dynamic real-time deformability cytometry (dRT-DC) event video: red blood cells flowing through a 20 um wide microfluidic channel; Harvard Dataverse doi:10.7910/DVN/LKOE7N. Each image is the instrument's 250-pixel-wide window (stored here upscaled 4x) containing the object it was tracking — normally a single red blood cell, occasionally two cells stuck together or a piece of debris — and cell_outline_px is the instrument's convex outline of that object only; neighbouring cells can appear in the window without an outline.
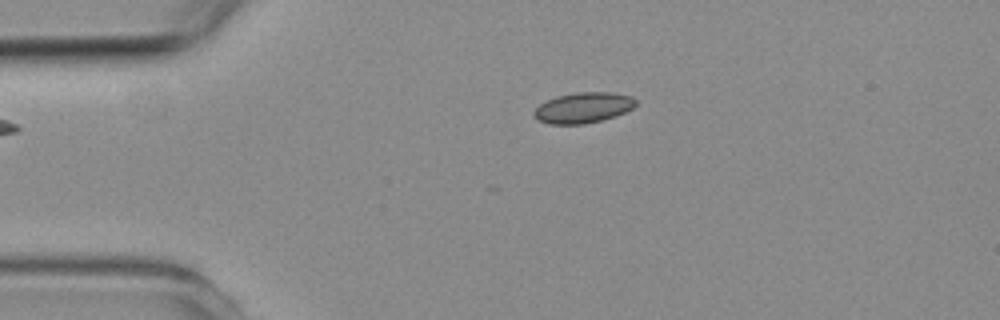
{"species": "common noctule bat (a hibernating species)", "species_latin": "Nyctalus noctula", "temperature_condition": "room temperature", "stored_images_in_passage": 2, "camera_frame_rate_fps": 3000, "um_per_image_px": 0.085, "animal": {"sex": "female", "body_mass_g": 19.3, "forearm_length_mm": 54.1}, "frame": {"image": 1, "passage_image": 2, "time_ms": 1.333, "image_size_px": [1000, 320], "cell_outline_px": [[636, 104], [632, 108], [616, 116], [604, 120], [584, 124], [548, 124], [536, 120], [532, 116], [532, 112], [540, 104], [556, 96], [576, 92], [612, 92], [632, 96], [636, 100]], "centroid_in_image_um": [49.55, 9.16], "position_along_channel_um": 35.4, "area_um2": 18.38}}